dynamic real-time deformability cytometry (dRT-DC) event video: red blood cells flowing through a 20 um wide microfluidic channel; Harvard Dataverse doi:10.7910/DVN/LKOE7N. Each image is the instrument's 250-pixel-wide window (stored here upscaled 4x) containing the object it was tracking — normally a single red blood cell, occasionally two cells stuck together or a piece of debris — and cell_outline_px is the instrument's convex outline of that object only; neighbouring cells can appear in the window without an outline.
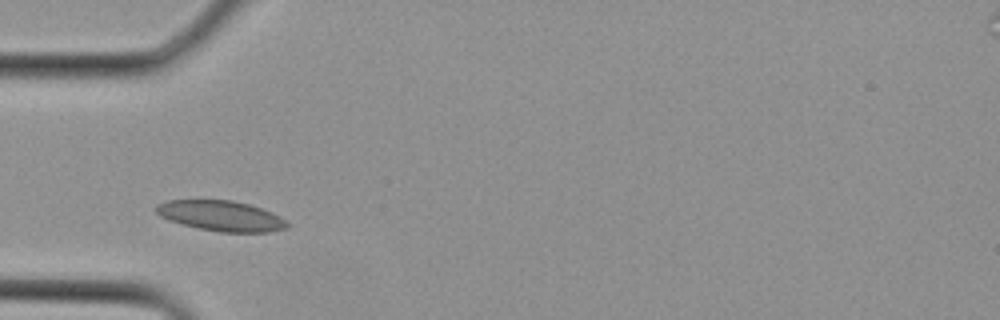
{"species": "Egyptian fruit bat (a non-hibernating species)", "species_latin": "Rousettus aegyptiacus", "temperature_condition": "cold", "stored_images_in_passage": 2, "camera_frame_rate_fps": 3000, "um_per_image_px": 0.085, "animal": {"sex": "female"}, "frame": {"image": 1, "passage_image": 2, "time_ms": 0.333, "image_size_px": [1000, 320], "cell_outline_px": [[288, 228], [268, 232], [220, 232], [200, 228], [168, 220], [160, 216], [152, 208], [156, 204], [168, 200], [232, 200], [248, 204], [272, 212], [280, 216], [288, 224]], "centroid_in_image_um": [18.76, 18.34], "position_along_channel_um": 66.2, "area_um2": 23.12}}